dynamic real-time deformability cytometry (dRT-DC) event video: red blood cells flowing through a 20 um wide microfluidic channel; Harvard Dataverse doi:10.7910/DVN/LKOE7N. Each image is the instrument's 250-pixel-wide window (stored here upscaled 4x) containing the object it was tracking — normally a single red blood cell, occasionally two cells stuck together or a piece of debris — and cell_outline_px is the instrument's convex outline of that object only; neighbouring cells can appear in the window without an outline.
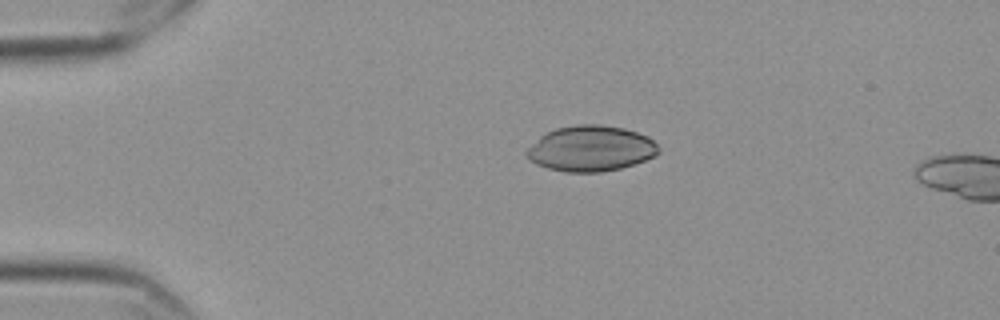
{"species": "Egyptian fruit bat (a non-hibernating species)", "species_latin": "Rousettus aegyptiacus", "temperature_condition": "cold", "stored_images_in_passage": 6, "camera_frame_rate_fps": 3000, "um_per_image_px": 0.085, "frame": {"image": 1, "passage_image": 1, "time_ms": 0.0, "image_size_px": [1000, 320], "cell_outline_px": [[660, 152], [656, 156], [620, 168], [600, 172], [564, 172], [548, 168], [536, 164], [524, 152], [540, 136], [556, 128], [580, 124], [600, 124], [624, 128], [648, 136], [660, 148]], "centroid_in_image_um": [50.23, 12.62], "position_along_channel_um": 34.8, "area_um2": 34.91}}